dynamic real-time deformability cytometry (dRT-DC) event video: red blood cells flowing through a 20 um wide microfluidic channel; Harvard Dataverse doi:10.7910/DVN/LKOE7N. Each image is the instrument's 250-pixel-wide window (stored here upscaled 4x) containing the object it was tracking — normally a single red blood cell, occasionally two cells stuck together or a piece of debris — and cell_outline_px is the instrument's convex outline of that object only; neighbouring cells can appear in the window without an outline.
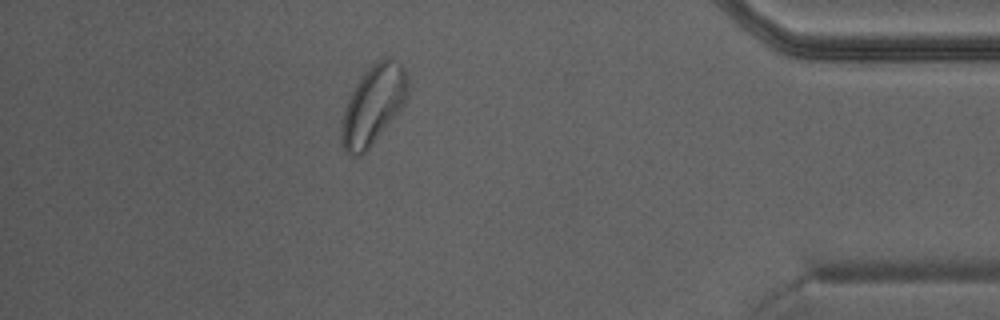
{"species": "Egyptian fruit bat (a non-hibernating species)", "species_latin": "Rousettus aegyptiacus", "temperature_condition": "warm", "stored_images_in_passage": 34, "camera_frame_rate_fps": 3000, "um_per_image_px": 0.085, "animal": {"sex": "male"}, "frame": {"image": 1, "passage_image": 29, "time_ms": 9.333, "image_size_px": [1000, 320], "cell_outline_px": [[408, 92], [404, 104], [372, 144], [360, 156], [352, 156], [344, 148], [340, 136], [340, 128], [344, 112], [348, 100], [360, 76], [380, 56], [388, 56], [396, 60], [404, 68], [408, 80]], "centroid_in_image_um": [31.73, 8.87], "position_along_channel_um": 403.5, "area_um2": 30.29}}